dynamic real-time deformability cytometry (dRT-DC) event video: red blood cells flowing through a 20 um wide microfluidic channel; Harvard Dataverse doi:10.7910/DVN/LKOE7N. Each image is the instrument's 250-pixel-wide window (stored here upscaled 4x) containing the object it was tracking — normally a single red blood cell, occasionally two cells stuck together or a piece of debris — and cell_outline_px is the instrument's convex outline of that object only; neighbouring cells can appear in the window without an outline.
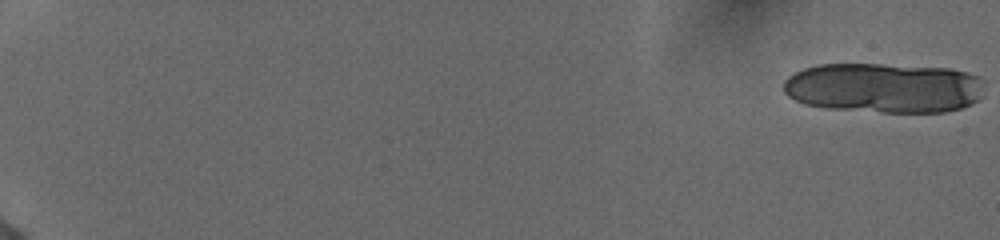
{"species": "human", "species_latin": "Homo sapiens", "temperature_condition": "cold", "stored_images_in_passage": 20, "camera_frame_rate_fps": 3000, "um_per_image_px": 0.085, "donor": {"sex": "female"}, "frame": {"image": 1, "passage_image": 1, "time_ms": 0.0, "image_size_px": [1000, 240], "cell_outline_px": [[984, 80], [980, 96], [972, 104], [960, 108], [944, 112], [884, 112], [824, 108], [804, 104], [788, 96], [784, 92], [784, 80], [788, 76], [804, 68], [816, 64], [880, 64], [948, 68], [968, 72], [980, 76]], "centroid_in_image_um": [75.13, 7.46], "position_along_channel_um": 9.9, "area_um2": 58.96}}